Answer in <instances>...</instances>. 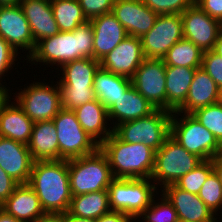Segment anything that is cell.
Returning a JSON list of instances; mask_svg holds the SVG:
<instances>
[{
    "label": "cell",
    "instance_id": "obj_1",
    "mask_svg": "<svg viewBox=\"0 0 222 222\" xmlns=\"http://www.w3.org/2000/svg\"><path fill=\"white\" fill-rule=\"evenodd\" d=\"M28 184L46 214L67 213L72 199L68 160L34 161Z\"/></svg>",
    "mask_w": 222,
    "mask_h": 222
},
{
    "label": "cell",
    "instance_id": "obj_2",
    "mask_svg": "<svg viewBox=\"0 0 222 222\" xmlns=\"http://www.w3.org/2000/svg\"><path fill=\"white\" fill-rule=\"evenodd\" d=\"M93 44V27L91 21L87 20L74 31H60L39 41L28 61L46 62L47 65L58 63L61 67L76 59L93 58Z\"/></svg>",
    "mask_w": 222,
    "mask_h": 222
},
{
    "label": "cell",
    "instance_id": "obj_3",
    "mask_svg": "<svg viewBox=\"0 0 222 222\" xmlns=\"http://www.w3.org/2000/svg\"><path fill=\"white\" fill-rule=\"evenodd\" d=\"M114 179L151 178L156 151L143 143H127L112 133L100 146Z\"/></svg>",
    "mask_w": 222,
    "mask_h": 222
},
{
    "label": "cell",
    "instance_id": "obj_4",
    "mask_svg": "<svg viewBox=\"0 0 222 222\" xmlns=\"http://www.w3.org/2000/svg\"><path fill=\"white\" fill-rule=\"evenodd\" d=\"M72 196L107 190L114 180L106 155L100 148L86 156L68 160Z\"/></svg>",
    "mask_w": 222,
    "mask_h": 222
},
{
    "label": "cell",
    "instance_id": "obj_5",
    "mask_svg": "<svg viewBox=\"0 0 222 222\" xmlns=\"http://www.w3.org/2000/svg\"><path fill=\"white\" fill-rule=\"evenodd\" d=\"M172 112L156 109L148 116L118 124L113 133L127 143H143L158 151L170 136Z\"/></svg>",
    "mask_w": 222,
    "mask_h": 222
},
{
    "label": "cell",
    "instance_id": "obj_6",
    "mask_svg": "<svg viewBox=\"0 0 222 222\" xmlns=\"http://www.w3.org/2000/svg\"><path fill=\"white\" fill-rule=\"evenodd\" d=\"M149 178L114 179L109 185L108 198L111 211L122 212L133 219L147 209L157 187Z\"/></svg>",
    "mask_w": 222,
    "mask_h": 222
},
{
    "label": "cell",
    "instance_id": "obj_7",
    "mask_svg": "<svg viewBox=\"0 0 222 222\" xmlns=\"http://www.w3.org/2000/svg\"><path fill=\"white\" fill-rule=\"evenodd\" d=\"M202 161L200 157L188 152L169 136L155 153L154 169L150 179L156 183L161 182L160 185H163L164 188L175 184Z\"/></svg>",
    "mask_w": 222,
    "mask_h": 222
},
{
    "label": "cell",
    "instance_id": "obj_8",
    "mask_svg": "<svg viewBox=\"0 0 222 222\" xmlns=\"http://www.w3.org/2000/svg\"><path fill=\"white\" fill-rule=\"evenodd\" d=\"M52 120L58 136V160L90 155L99 149L100 145L85 132L73 110L62 108Z\"/></svg>",
    "mask_w": 222,
    "mask_h": 222
},
{
    "label": "cell",
    "instance_id": "obj_9",
    "mask_svg": "<svg viewBox=\"0 0 222 222\" xmlns=\"http://www.w3.org/2000/svg\"><path fill=\"white\" fill-rule=\"evenodd\" d=\"M184 115L177 120V115L172 112L170 136L188 152L197 155L202 160H212L219 155L220 143L214 135L192 114Z\"/></svg>",
    "mask_w": 222,
    "mask_h": 222
},
{
    "label": "cell",
    "instance_id": "obj_10",
    "mask_svg": "<svg viewBox=\"0 0 222 222\" xmlns=\"http://www.w3.org/2000/svg\"><path fill=\"white\" fill-rule=\"evenodd\" d=\"M15 100L34 123L52 120L62 109L58 82L56 87L35 82L18 93Z\"/></svg>",
    "mask_w": 222,
    "mask_h": 222
},
{
    "label": "cell",
    "instance_id": "obj_11",
    "mask_svg": "<svg viewBox=\"0 0 222 222\" xmlns=\"http://www.w3.org/2000/svg\"><path fill=\"white\" fill-rule=\"evenodd\" d=\"M183 38L181 14H160L154 26L141 39L145 58L163 59L168 50Z\"/></svg>",
    "mask_w": 222,
    "mask_h": 222
},
{
    "label": "cell",
    "instance_id": "obj_12",
    "mask_svg": "<svg viewBox=\"0 0 222 222\" xmlns=\"http://www.w3.org/2000/svg\"><path fill=\"white\" fill-rule=\"evenodd\" d=\"M131 83L156 109L166 110V65L163 59L145 58L131 77Z\"/></svg>",
    "mask_w": 222,
    "mask_h": 222
},
{
    "label": "cell",
    "instance_id": "obj_13",
    "mask_svg": "<svg viewBox=\"0 0 222 222\" xmlns=\"http://www.w3.org/2000/svg\"><path fill=\"white\" fill-rule=\"evenodd\" d=\"M183 38L192 41L203 52L213 50L222 23L210 17L195 2L181 14Z\"/></svg>",
    "mask_w": 222,
    "mask_h": 222
},
{
    "label": "cell",
    "instance_id": "obj_14",
    "mask_svg": "<svg viewBox=\"0 0 222 222\" xmlns=\"http://www.w3.org/2000/svg\"><path fill=\"white\" fill-rule=\"evenodd\" d=\"M0 36L17 52L29 50L28 57L34 52L36 44L30 25L20 7L16 5H0Z\"/></svg>",
    "mask_w": 222,
    "mask_h": 222
},
{
    "label": "cell",
    "instance_id": "obj_15",
    "mask_svg": "<svg viewBox=\"0 0 222 222\" xmlns=\"http://www.w3.org/2000/svg\"><path fill=\"white\" fill-rule=\"evenodd\" d=\"M145 59L141 39L128 35L101 61L102 69L129 79Z\"/></svg>",
    "mask_w": 222,
    "mask_h": 222
},
{
    "label": "cell",
    "instance_id": "obj_16",
    "mask_svg": "<svg viewBox=\"0 0 222 222\" xmlns=\"http://www.w3.org/2000/svg\"><path fill=\"white\" fill-rule=\"evenodd\" d=\"M111 12L128 35L139 38L154 26L158 17L142 0H116Z\"/></svg>",
    "mask_w": 222,
    "mask_h": 222
},
{
    "label": "cell",
    "instance_id": "obj_17",
    "mask_svg": "<svg viewBox=\"0 0 222 222\" xmlns=\"http://www.w3.org/2000/svg\"><path fill=\"white\" fill-rule=\"evenodd\" d=\"M33 162L28 145L0 136V167L18 184L29 182Z\"/></svg>",
    "mask_w": 222,
    "mask_h": 222
},
{
    "label": "cell",
    "instance_id": "obj_18",
    "mask_svg": "<svg viewBox=\"0 0 222 222\" xmlns=\"http://www.w3.org/2000/svg\"><path fill=\"white\" fill-rule=\"evenodd\" d=\"M162 192L177 212L179 221L217 222L215 214L197 194L184 191L174 184L164 187Z\"/></svg>",
    "mask_w": 222,
    "mask_h": 222
},
{
    "label": "cell",
    "instance_id": "obj_19",
    "mask_svg": "<svg viewBox=\"0 0 222 222\" xmlns=\"http://www.w3.org/2000/svg\"><path fill=\"white\" fill-rule=\"evenodd\" d=\"M93 27V59L101 61L127 36L122 24L110 13L90 20Z\"/></svg>",
    "mask_w": 222,
    "mask_h": 222
},
{
    "label": "cell",
    "instance_id": "obj_20",
    "mask_svg": "<svg viewBox=\"0 0 222 222\" xmlns=\"http://www.w3.org/2000/svg\"><path fill=\"white\" fill-rule=\"evenodd\" d=\"M0 208L22 222H39L46 215L37 194L28 183L18 184Z\"/></svg>",
    "mask_w": 222,
    "mask_h": 222
},
{
    "label": "cell",
    "instance_id": "obj_21",
    "mask_svg": "<svg viewBox=\"0 0 222 222\" xmlns=\"http://www.w3.org/2000/svg\"><path fill=\"white\" fill-rule=\"evenodd\" d=\"M9 94L0 102V136L28 145L34 122L17 103L9 104Z\"/></svg>",
    "mask_w": 222,
    "mask_h": 222
},
{
    "label": "cell",
    "instance_id": "obj_22",
    "mask_svg": "<svg viewBox=\"0 0 222 222\" xmlns=\"http://www.w3.org/2000/svg\"><path fill=\"white\" fill-rule=\"evenodd\" d=\"M19 5L30 25L35 44L60 32L51 0H21Z\"/></svg>",
    "mask_w": 222,
    "mask_h": 222
},
{
    "label": "cell",
    "instance_id": "obj_23",
    "mask_svg": "<svg viewBox=\"0 0 222 222\" xmlns=\"http://www.w3.org/2000/svg\"><path fill=\"white\" fill-rule=\"evenodd\" d=\"M222 100L221 89L215 81L200 67L193 76L184 105L175 114H191L199 108L215 104Z\"/></svg>",
    "mask_w": 222,
    "mask_h": 222
},
{
    "label": "cell",
    "instance_id": "obj_24",
    "mask_svg": "<svg viewBox=\"0 0 222 222\" xmlns=\"http://www.w3.org/2000/svg\"><path fill=\"white\" fill-rule=\"evenodd\" d=\"M155 110L156 108L131 85L108 109V117L109 120H117L114 129L118 124L148 116Z\"/></svg>",
    "mask_w": 222,
    "mask_h": 222
},
{
    "label": "cell",
    "instance_id": "obj_25",
    "mask_svg": "<svg viewBox=\"0 0 222 222\" xmlns=\"http://www.w3.org/2000/svg\"><path fill=\"white\" fill-rule=\"evenodd\" d=\"M73 111L85 132L99 145L113 133V128L106 127V121L109 120L108 110L98 99L85 103Z\"/></svg>",
    "mask_w": 222,
    "mask_h": 222
},
{
    "label": "cell",
    "instance_id": "obj_26",
    "mask_svg": "<svg viewBox=\"0 0 222 222\" xmlns=\"http://www.w3.org/2000/svg\"><path fill=\"white\" fill-rule=\"evenodd\" d=\"M57 137L53 120L35 122L28 143L33 161L58 160Z\"/></svg>",
    "mask_w": 222,
    "mask_h": 222
},
{
    "label": "cell",
    "instance_id": "obj_27",
    "mask_svg": "<svg viewBox=\"0 0 222 222\" xmlns=\"http://www.w3.org/2000/svg\"><path fill=\"white\" fill-rule=\"evenodd\" d=\"M197 68L166 66V110L178 111L185 103Z\"/></svg>",
    "mask_w": 222,
    "mask_h": 222
},
{
    "label": "cell",
    "instance_id": "obj_28",
    "mask_svg": "<svg viewBox=\"0 0 222 222\" xmlns=\"http://www.w3.org/2000/svg\"><path fill=\"white\" fill-rule=\"evenodd\" d=\"M132 85L131 79L106 71L101 67L95 73L93 89L96 98L108 110Z\"/></svg>",
    "mask_w": 222,
    "mask_h": 222
},
{
    "label": "cell",
    "instance_id": "obj_29",
    "mask_svg": "<svg viewBox=\"0 0 222 222\" xmlns=\"http://www.w3.org/2000/svg\"><path fill=\"white\" fill-rule=\"evenodd\" d=\"M111 211L107 190L72 196L66 215L98 219Z\"/></svg>",
    "mask_w": 222,
    "mask_h": 222
},
{
    "label": "cell",
    "instance_id": "obj_30",
    "mask_svg": "<svg viewBox=\"0 0 222 222\" xmlns=\"http://www.w3.org/2000/svg\"><path fill=\"white\" fill-rule=\"evenodd\" d=\"M100 67V61L93 58L67 62L60 67L63 75L58 84L68 87H93L95 73Z\"/></svg>",
    "mask_w": 222,
    "mask_h": 222
},
{
    "label": "cell",
    "instance_id": "obj_31",
    "mask_svg": "<svg viewBox=\"0 0 222 222\" xmlns=\"http://www.w3.org/2000/svg\"><path fill=\"white\" fill-rule=\"evenodd\" d=\"M203 51L192 41L182 38L167 52L163 61L166 66L200 68Z\"/></svg>",
    "mask_w": 222,
    "mask_h": 222
},
{
    "label": "cell",
    "instance_id": "obj_32",
    "mask_svg": "<svg viewBox=\"0 0 222 222\" xmlns=\"http://www.w3.org/2000/svg\"><path fill=\"white\" fill-rule=\"evenodd\" d=\"M51 8L60 31H74L87 21L78 0H51Z\"/></svg>",
    "mask_w": 222,
    "mask_h": 222
},
{
    "label": "cell",
    "instance_id": "obj_33",
    "mask_svg": "<svg viewBox=\"0 0 222 222\" xmlns=\"http://www.w3.org/2000/svg\"><path fill=\"white\" fill-rule=\"evenodd\" d=\"M213 171L212 160H203L196 168L182 176L174 185L184 191L198 195L202 185Z\"/></svg>",
    "mask_w": 222,
    "mask_h": 222
},
{
    "label": "cell",
    "instance_id": "obj_34",
    "mask_svg": "<svg viewBox=\"0 0 222 222\" xmlns=\"http://www.w3.org/2000/svg\"><path fill=\"white\" fill-rule=\"evenodd\" d=\"M219 143L222 142V100L191 113Z\"/></svg>",
    "mask_w": 222,
    "mask_h": 222
},
{
    "label": "cell",
    "instance_id": "obj_35",
    "mask_svg": "<svg viewBox=\"0 0 222 222\" xmlns=\"http://www.w3.org/2000/svg\"><path fill=\"white\" fill-rule=\"evenodd\" d=\"M62 108L74 110L96 98L93 87H68L59 85Z\"/></svg>",
    "mask_w": 222,
    "mask_h": 222
},
{
    "label": "cell",
    "instance_id": "obj_36",
    "mask_svg": "<svg viewBox=\"0 0 222 222\" xmlns=\"http://www.w3.org/2000/svg\"><path fill=\"white\" fill-rule=\"evenodd\" d=\"M161 202L155 204L151 201L150 206L145 209L139 217L144 216L145 222H179L177 212L167 198L162 195Z\"/></svg>",
    "mask_w": 222,
    "mask_h": 222
},
{
    "label": "cell",
    "instance_id": "obj_37",
    "mask_svg": "<svg viewBox=\"0 0 222 222\" xmlns=\"http://www.w3.org/2000/svg\"><path fill=\"white\" fill-rule=\"evenodd\" d=\"M198 196L215 214L222 207V185L218 175L214 171L202 185Z\"/></svg>",
    "mask_w": 222,
    "mask_h": 222
},
{
    "label": "cell",
    "instance_id": "obj_38",
    "mask_svg": "<svg viewBox=\"0 0 222 222\" xmlns=\"http://www.w3.org/2000/svg\"><path fill=\"white\" fill-rule=\"evenodd\" d=\"M152 11L160 14H182L195 0H142Z\"/></svg>",
    "mask_w": 222,
    "mask_h": 222
},
{
    "label": "cell",
    "instance_id": "obj_39",
    "mask_svg": "<svg viewBox=\"0 0 222 222\" xmlns=\"http://www.w3.org/2000/svg\"><path fill=\"white\" fill-rule=\"evenodd\" d=\"M201 68L222 90V56L216 54L213 50L204 51Z\"/></svg>",
    "mask_w": 222,
    "mask_h": 222
},
{
    "label": "cell",
    "instance_id": "obj_40",
    "mask_svg": "<svg viewBox=\"0 0 222 222\" xmlns=\"http://www.w3.org/2000/svg\"><path fill=\"white\" fill-rule=\"evenodd\" d=\"M87 20L112 11L116 0H78Z\"/></svg>",
    "mask_w": 222,
    "mask_h": 222
},
{
    "label": "cell",
    "instance_id": "obj_41",
    "mask_svg": "<svg viewBox=\"0 0 222 222\" xmlns=\"http://www.w3.org/2000/svg\"><path fill=\"white\" fill-rule=\"evenodd\" d=\"M17 52L0 36V79L14 64Z\"/></svg>",
    "mask_w": 222,
    "mask_h": 222
},
{
    "label": "cell",
    "instance_id": "obj_42",
    "mask_svg": "<svg viewBox=\"0 0 222 222\" xmlns=\"http://www.w3.org/2000/svg\"><path fill=\"white\" fill-rule=\"evenodd\" d=\"M18 183L0 167V206L12 195Z\"/></svg>",
    "mask_w": 222,
    "mask_h": 222
},
{
    "label": "cell",
    "instance_id": "obj_43",
    "mask_svg": "<svg viewBox=\"0 0 222 222\" xmlns=\"http://www.w3.org/2000/svg\"><path fill=\"white\" fill-rule=\"evenodd\" d=\"M195 3L210 17L222 23V0H195Z\"/></svg>",
    "mask_w": 222,
    "mask_h": 222
},
{
    "label": "cell",
    "instance_id": "obj_44",
    "mask_svg": "<svg viewBox=\"0 0 222 222\" xmlns=\"http://www.w3.org/2000/svg\"><path fill=\"white\" fill-rule=\"evenodd\" d=\"M131 220L135 221L130 215L122 212L110 211L96 219V222H132Z\"/></svg>",
    "mask_w": 222,
    "mask_h": 222
},
{
    "label": "cell",
    "instance_id": "obj_45",
    "mask_svg": "<svg viewBox=\"0 0 222 222\" xmlns=\"http://www.w3.org/2000/svg\"><path fill=\"white\" fill-rule=\"evenodd\" d=\"M39 222H67V215L64 214H46Z\"/></svg>",
    "mask_w": 222,
    "mask_h": 222
},
{
    "label": "cell",
    "instance_id": "obj_46",
    "mask_svg": "<svg viewBox=\"0 0 222 222\" xmlns=\"http://www.w3.org/2000/svg\"><path fill=\"white\" fill-rule=\"evenodd\" d=\"M212 164L214 167V172L218 175L219 180L222 185V156L217 155L212 159Z\"/></svg>",
    "mask_w": 222,
    "mask_h": 222
},
{
    "label": "cell",
    "instance_id": "obj_47",
    "mask_svg": "<svg viewBox=\"0 0 222 222\" xmlns=\"http://www.w3.org/2000/svg\"><path fill=\"white\" fill-rule=\"evenodd\" d=\"M0 222H22L17 220L13 216L7 214L3 209L0 208Z\"/></svg>",
    "mask_w": 222,
    "mask_h": 222
},
{
    "label": "cell",
    "instance_id": "obj_48",
    "mask_svg": "<svg viewBox=\"0 0 222 222\" xmlns=\"http://www.w3.org/2000/svg\"><path fill=\"white\" fill-rule=\"evenodd\" d=\"M67 222H96V220L89 218H82L73 215H67Z\"/></svg>",
    "mask_w": 222,
    "mask_h": 222
},
{
    "label": "cell",
    "instance_id": "obj_49",
    "mask_svg": "<svg viewBox=\"0 0 222 222\" xmlns=\"http://www.w3.org/2000/svg\"><path fill=\"white\" fill-rule=\"evenodd\" d=\"M213 51H214L216 54L222 56V30H221V32H220V34H219V36H218V39H217V41H216V43H215V46H214V48H213Z\"/></svg>",
    "mask_w": 222,
    "mask_h": 222
},
{
    "label": "cell",
    "instance_id": "obj_50",
    "mask_svg": "<svg viewBox=\"0 0 222 222\" xmlns=\"http://www.w3.org/2000/svg\"><path fill=\"white\" fill-rule=\"evenodd\" d=\"M21 0H0V5H16L19 4Z\"/></svg>",
    "mask_w": 222,
    "mask_h": 222
},
{
    "label": "cell",
    "instance_id": "obj_51",
    "mask_svg": "<svg viewBox=\"0 0 222 222\" xmlns=\"http://www.w3.org/2000/svg\"><path fill=\"white\" fill-rule=\"evenodd\" d=\"M7 94H8L7 88H5V86H2L0 82V95H7Z\"/></svg>",
    "mask_w": 222,
    "mask_h": 222
},
{
    "label": "cell",
    "instance_id": "obj_52",
    "mask_svg": "<svg viewBox=\"0 0 222 222\" xmlns=\"http://www.w3.org/2000/svg\"><path fill=\"white\" fill-rule=\"evenodd\" d=\"M219 155L222 156V142L220 143Z\"/></svg>",
    "mask_w": 222,
    "mask_h": 222
},
{
    "label": "cell",
    "instance_id": "obj_53",
    "mask_svg": "<svg viewBox=\"0 0 222 222\" xmlns=\"http://www.w3.org/2000/svg\"><path fill=\"white\" fill-rule=\"evenodd\" d=\"M6 95H0V102L5 98Z\"/></svg>",
    "mask_w": 222,
    "mask_h": 222
}]
</instances>
